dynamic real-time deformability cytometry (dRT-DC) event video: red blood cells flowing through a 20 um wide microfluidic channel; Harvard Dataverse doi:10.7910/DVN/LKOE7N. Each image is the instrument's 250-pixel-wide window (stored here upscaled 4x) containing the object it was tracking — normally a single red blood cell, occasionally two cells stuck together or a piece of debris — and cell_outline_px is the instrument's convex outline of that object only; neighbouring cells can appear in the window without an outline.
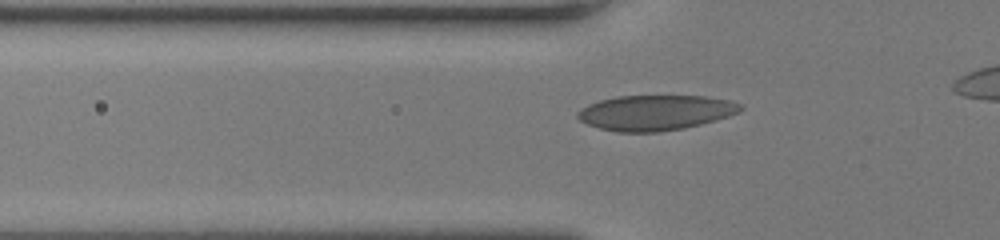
{"species": "human", "species_latin": "Homo sapiens", "temperature_condition": "room temperature", "stored_images_in_passage": 40, "camera_frame_rate_fps": 3000, "um_per_image_px": 0.085, "donor": {"sex": "female"}, "frame": {"image": 1, "passage_image": 12, "time_ms": 3.667, "image_size_px": [1000, 240], "cell_outline_px": [[744, 108], [740, 112], [716, 120], [684, 128], [660, 132], [616, 132], [600, 128], [588, 124], [580, 120], [576, 116], [576, 112], [580, 108], [588, 104], [600, 100], [616, 96], [704, 96], [728, 100], [740, 104]], "centroid_in_image_um": [55.69, 9.57], "position_along_channel_um": 70.1, "area_um2": 33.47}}
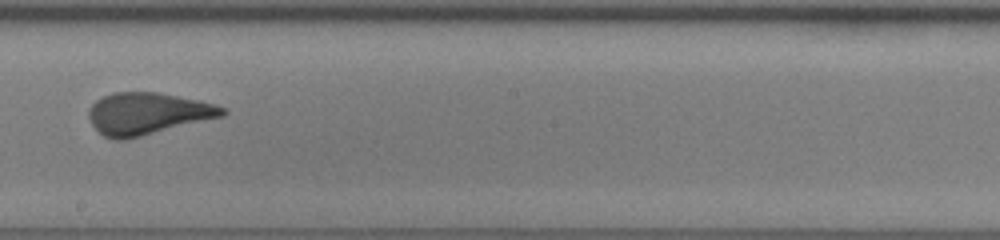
{"frame": {"image": 2, "passage_image": 24, "time_ms": 7.667, "image_size_px": [1000, 240], "cell_outline_px": [[228, 112], [224, 116], [124, 140], [116, 140], [104, 136], [92, 124], [88, 116], [88, 108], [96, 100], [112, 92], [156, 92], [200, 100], [224, 108]], "centroid_in_image_um": [12.52, 9.65], "position_along_channel_um": 235.7, "area_um2": 32.48}}
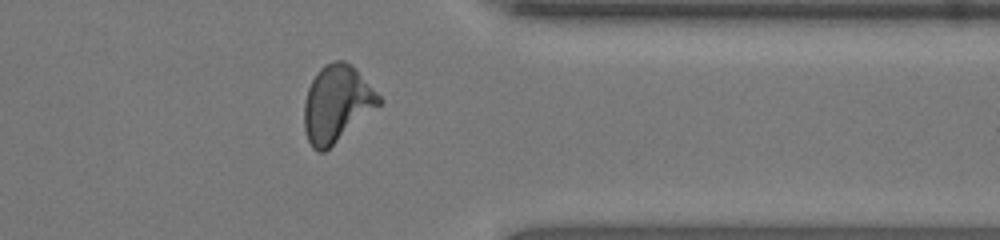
{"frame": {"image": 3, "passage_image": 35, "time_ms": 11.333, "image_size_px": [1000, 240], "cell_outline_px": [[384, 100], [380, 104], [324, 152], [316, 152], [312, 148], [308, 140], [304, 128], [304, 100], [308, 88], [316, 72], [324, 64], [332, 60], [344, 60], [352, 64], [356, 68]], "centroid_in_image_um": [28.61, 8.78], "position_along_channel_um": 382.8, "area_um2": 33.35}, "authors_computed_cell_mechanics": {"area_um2": 32.5992, "velocity_mm_per_s": 4.1752, "shape_relaxation_time_tau1_ms": 6.5873, "shape_relaxation_time_tau2_ms": 0.6466, "deformation_change_tau1": 0.2239, "deformation_change_tau2": 0.0621}}